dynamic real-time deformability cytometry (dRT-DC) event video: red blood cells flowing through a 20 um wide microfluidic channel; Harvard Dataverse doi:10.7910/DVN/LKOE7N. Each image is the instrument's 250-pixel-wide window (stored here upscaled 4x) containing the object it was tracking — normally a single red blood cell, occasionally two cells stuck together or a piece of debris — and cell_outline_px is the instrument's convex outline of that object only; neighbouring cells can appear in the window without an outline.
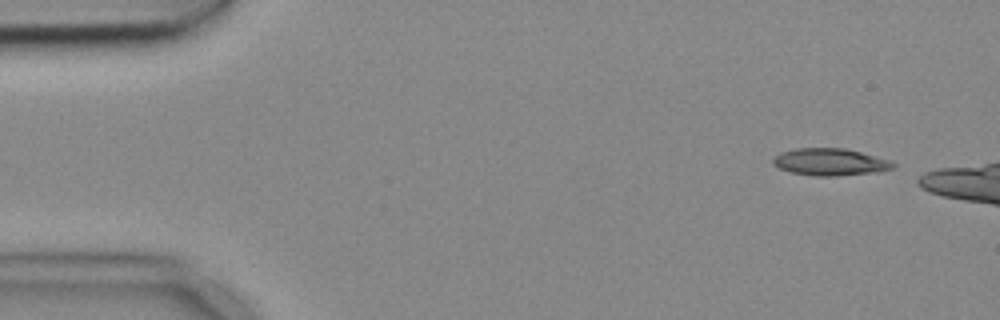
{"species": "common noctule bat (a hibernating species)", "species_latin": "Nyctalus noctula", "temperature_condition": "cold", "stored_images_in_passage": 3, "camera_frame_rate_fps": 3000, "um_per_image_px": 0.085, "animal": {"sex": "female", "body_mass_g": 18.4}, "frame": {"image": 1, "passage_image": 1, "time_ms": 0.0, "image_size_px": [1000, 320], "cell_outline_px": [[896, 168], [880, 172], [836, 176], [816, 176], [792, 172], [780, 168], [772, 164], [772, 156], [780, 152], [796, 148], [844, 148], [860, 152], [888, 160], [896, 164]], "centroid_in_image_um": [70.55, 13.77], "position_along_channel_um": 14.4, "area_um2": 19.07}}